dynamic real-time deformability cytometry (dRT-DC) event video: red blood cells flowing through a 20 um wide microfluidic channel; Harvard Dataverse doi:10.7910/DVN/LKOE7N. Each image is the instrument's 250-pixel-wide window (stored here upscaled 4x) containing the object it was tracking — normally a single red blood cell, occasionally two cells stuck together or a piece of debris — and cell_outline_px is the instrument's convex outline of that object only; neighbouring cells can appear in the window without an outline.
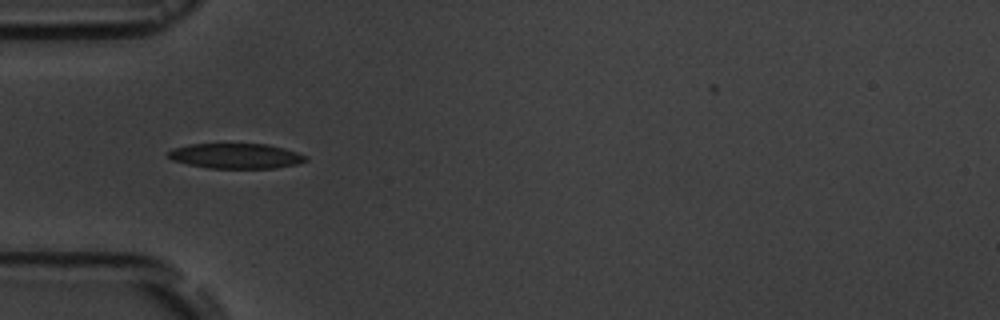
{"species": "common noctule bat (a hibernating species)", "species_latin": "Nyctalus noctula", "temperature_condition": "room temperature", "stored_images_in_passage": 15, "camera_frame_rate_fps": 3000, "um_per_image_px": 0.085, "animal": {"sex": "male", "body_mass_g": 19.5, "forearm_length_mm": 54.6}, "frame": {"image": 1, "passage_image": 5, "time_ms": 4.667, "image_size_px": [1000, 320], "cell_outline_px": [[308, 160], [300, 164], [276, 168], [208, 168], [188, 164], [172, 160], [168, 156], [168, 152], [172, 148], [188, 144], [268, 144], [284, 148], [308, 156]], "centroid_in_image_um": [20.08, 13.26], "position_along_channel_um": 64.9, "area_um2": 20.29}}
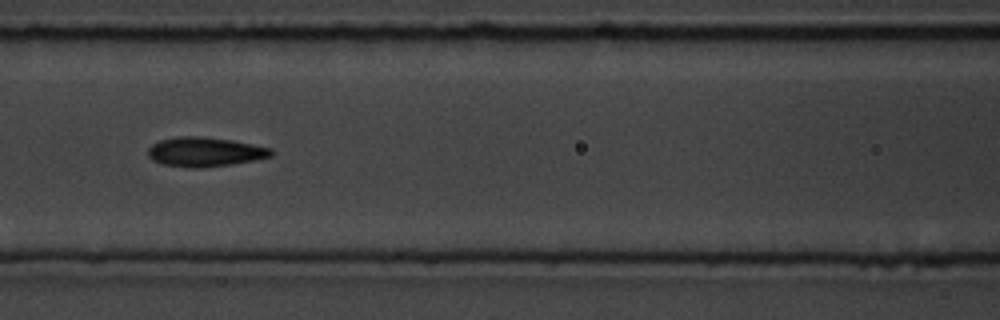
{"frame": {"image": 2, "passage_image": 7, "time_ms": 7.0, "image_size_px": [1000, 320], "cell_outline_px": [[272, 156], [232, 164], [196, 168], [192, 168], [164, 164], [152, 160], [148, 156], [148, 148], [152, 144], [160, 140], [176, 136], [200, 136], [232, 140], [272, 148]], "centroid_in_image_um": [17.39, 12.9], "position_along_channel_um": 149.2, "area_um2": 20.98}}
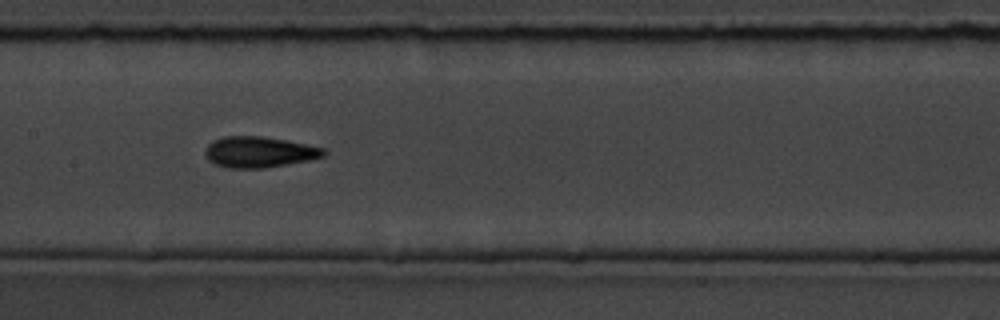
{"frame": {"image": 3, "passage_image": 8, "time_ms": 8.0, "image_size_px": [1000, 320], "cell_outline_px": [[328, 152], [324, 156], [308, 160], [264, 168], [228, 168], [216, 164], [208, 160], [204, 152], [208, 144], [212, 140], [224, 136], [264, 136], [288, 140], [324, 148]], "centroid_in_image_um": [22.02, 12.91], "position_along_channel_um": 185.4, "area_um2": 21.44}, "authors_computed_cell_mechanics": {"area_um2": 19.8254, "velocity_mm_per_s": 3.6391, "shape_relaxation_time_tau1_ms": 2.1364, "shape_relaxation_time_tau2_ms": 1.2017, "deformation_change_tau1": 0.1227, "deformation_change_tau2": 0.0781}}